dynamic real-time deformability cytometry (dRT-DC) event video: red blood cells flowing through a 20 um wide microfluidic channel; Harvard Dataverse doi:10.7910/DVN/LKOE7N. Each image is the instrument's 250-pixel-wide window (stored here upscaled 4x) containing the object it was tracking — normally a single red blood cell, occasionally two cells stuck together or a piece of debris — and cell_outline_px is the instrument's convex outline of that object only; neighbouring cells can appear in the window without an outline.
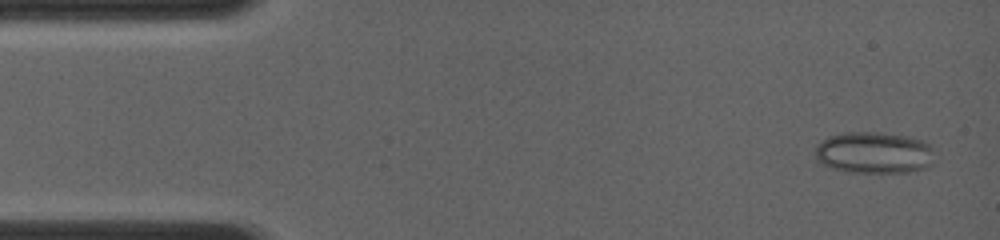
{"species": "common noctule bat (a hibernating species)", "species_latin": "Nyctalus noctula", "temperature_condition": "room temperature", "stored_images_in_passage": 15, "camera_frame_rate_fps": 4000, "um_per_image_px": 0.085, "animal": {"sex": "female", "body_mass_g": 19.0, "forearm_length_mm": 56.7}, "frame": {"image": 1, "passage_image": 1, "time_ms": 0.0, "image_size_px": [1000, 240], "cell_outline_px": [[932, 164], [928, 168], [908, 172], [848, 172], [832, 168], [816, 160], [816, 144], [820, 140], [828, 136], [844, 132], [876, 132], [904, 136], [920, 140], [928, 144], [932, 148]], "centroid_in_image_um": [74.26, 12.98], "position_along_channel_um": 10.7, "area_um2": 28.96}}
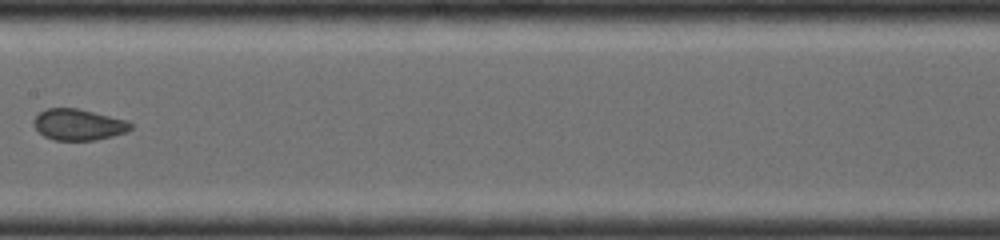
{"frame": {"image": 2, "passage_image": 8, "time_ms": 6.75, "image_size_px": [1000, 240], "cell_outline_px": [[132, 128], [124, 132], [112, 136], [96, 140], [52, 140], [44, 136], [32, 124], [32, 120], [40, 112], [48, 108], [76, 108], [128, 120], [132, 124]], "centroid_in_image_um": [6.65, 10.59], "position_along_channel_um": 200.8, "area_um2": 17.57}}
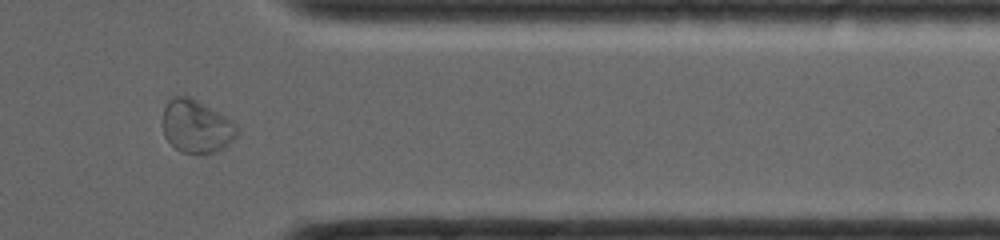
{"frame": {"image": 3, "passage_image": 13, "time_ms": 11.25, "image_size_px": [1000, 240], "cell_outline_px": [[236, 136], [224, 148], [216, 152], [180, 152], [164, 136], [164, 108], [176, 96], [188, 96], [196, 100], [224, 116], [236, 124]], "centroid_in_image_um": [16.7, 10.76], "position_along_channel_um": 394.7, "area_um2": 22.08}}